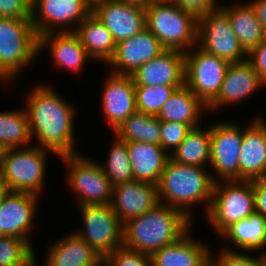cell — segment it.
<instances>
[{
	"instance_id": "44dd1931",
	"label": "cell",
	"mask_w": 266,
	"mask_h": 266,
	"mask_svg": "<svg viewBox=\"0 0 266 266\" xmlns=\"http://www.w3.org/2000/svg\"><path fill=\"white\" fill-rule=\"evenodd\" d=\"M264 85L247 59L229 64L220 91L207 108L211 111L219 110V107L221 108L223 105L245 99L246 96L254 94L258 88Z\"/></svg>"
},
{
	"instance_id": "f6af8a7d",
	"label": "cell",
	"mask_w": 266,
	"mask_h": 266,
	"mask_svg": "<svg viewBox=\"0 0 266 266\" xmlns=\"http://www.w3.org/2000/svg\"><path fill=\"white\" fill-rule=\"evenodd\" d=\"M173 2L174 0H146V6L158 5V4H169Z\"/></svg>"
},
{
	"instance_id": "1f68e13d",
	"label": "cell",
	"mask_w": 266,
	"mask_h": 266,
	"mask_svg": "<svg viewBox=\"0 0 266 266\" xmlns=\"http://www.w3.org/2000/svg\"><path fill=\"white\" fill-rule=\"evenodd\" d=\"M0 112V149L29 147L32 142L26 110ZM24 145V146H23Z\"/></svg>"
},
{
	"instance_id": "f546056e",
	"label": "cell",
	"mask_w": 266,
	"mask_h": 266,
	"mask_svg": "<svg viewBox=\"0 0 266 266\" xmlns=\"http://www.w3.org/2000/svg\"><path fill=\"white\" fill-rule=\"evenodd\" d=\"M206 129H200L198 126L191 128L176 150L169 153L170 158L190 166L204 167L205 164L207 165L210 160L211 126Z\"/></svg>"
},
{
	"instance_id": "6da1fadb",
	"label": "cell",
	"mask_w": 266,
	"mask_h": 266,
	"mask_svg": "<svg viewBox=\"0 0 266 266\" xmlns=\"http://www.w3.org/2000/svg\"><path fill=\"white\" fill-rule=\"evenodd\" d=\"M25 108L32 139L37 147L49 150L58 157L77 154L74 150L73 105L48 86L38 85L28 96Z\"/></svg>"
},
{
	"instance_id": "7dc6e473",
	"label": "cell",
	"mask_w": 266,
	"mask_h": 266,
	"mask_svg": "<svg viewBox=\"0 0 266 266\" xmlns=\"http://www.w3.org/2000/svg\"><path fill=\"white\" fill-rule=\"evenodd\" d=\"M259 265L266 266V252L259 256Z\"/></svg>"
},
{
	"instance_id": "5b68a950",
	"label": "cell",
	"mask_w": 266,
	"mask_h": 266,
	"mask_svg": "<svg viewBox=\"0 0 266 266\" xmlns=\"http://www.w3.org/2000/svg\"><path fill=\"white\" fill-rule=\"evenodd\" d=\"M145 12L146 28L165 49L186 53L198 45V18L194 14L182 10L174 2L146 6Z\"/></svg>"
},
{
	"instance_id": "7402d4cb",
	"label": "cell",
	"mask_w": 266,
	"mask_h": 266,
	"mask_svg": "<svg viewBox=\"0 0 266 266\" xmlns=\"http://www.w3.org/2000/svg\"><path fill=\"white\" fill-rule=\"evenodd\" d=\"M190 229L176 242L151 255L152 266H211L208 245L190 238Z\"/></svg>"
},
{
	"instance_id": "74e56055",
	"label": "cell",
	"mask_w": 266,
	"mask_h": 266,
	"mask_svg": "<svg viewBox=\"0 0 266 266\" xmlns=\"http://www.w3.org/2000/svg\"><path fill=\"white\" fill-rule=\"evenodd\" d=\"M219 258L215 261L211 258V266H260L259 257H252L249 254L237 252L225 247L220 251Z\"/></svg>"
},
{
	"instance_id": "4316f807",
	"label": "cell",
	"mask_w": 266,
	"mask_h": 266,
	"mask_svg": "<svg viewBox=\"0 0 266 266\" xmlns=\"http://www.w3.org/2000/svg\"><path fill=\"white\" fill-rule=\"evenodd\" d=\"M204 109L208 110L207 106L184 84L175 89L157 117L162 121L185 123L194 128L199 126Z\"/></svg>"
},
{
	"instance_id": "d6a6232c",
	"label": "cell",
	"mask_w": 266,
	"mask_h": 266,
	"mask_svg": "<svg viewBox=\"0 0 266 266\" xmlns=\"http://www.w3.org/2000/svg\"><path fill=\"white\" fill-rule=\"evenodd\" d=\"M112 186L129 183L134 180L127 142L116 137L115 142L109 150V155L105 164H100Z\"/></svg>"
},
{
	"instance_id": "ac0fdd59",
	"label": "cell",
	"mask_w": 266,
	"mask_h": 266,
	"mask_svg": "<svg viewBox=\"0 0 266 266\" xmlns=\"http://www.w3.org/2000/svg\"><path fill=\"white\" fill-rule=\"evenodd\" d=\"M135 86H174L185 84V54L177 50H165L140 66L131 75Z\"/></svg>"
},
{
	"instance_id": "2e32d148",
	"label": "cell",
	"mask_w": 266,
	"mask_h": 266,
	"mask_svg": "<svg viewBox=\"0 0 266 266\" xmlns=\"http://www.w3.org/2000/svg\"><path fill=\"white\" fill-rule=\"evenodd\" d=\"M38 195L9 191L0 201V235L29 241Z\"/></svg>"
},
{
	"instance_id": "7c38bea8",
	"label": "cell",
	"mask_w": 266,
	"mask_h": 266,
	"mask_svg": "<svg viewBox=\"0 0 266 266\" xmlns=\"http://www.w3.org/2000/svg\"><path fill=\"white\" fill-rule=\"evenodd\" d=\"M231 122L211 125L210 165L221 181L239 180L243 128ZM221 177V178H219Z\"/></svg>"
},
{
	"instance_id": "e0dca14e",
	"label": "cell",
	"mask_w": 266,
	"mask_h": 266,
	"mask_svg": "<svg viewBox=\"0 0 266 266\" xmlns=\"http://www.w3.org/2000/svg\"><path fill=\"white\" fill-rule=\"evenodd\" d=\"M158 203V188L155 184L132 181L113 186L110 206L122 224L147 213Z\"/></svg>"
},
{
	"instance_id": "52a82bcc",
	"label": "cell",
	"mask_w": 266,
	"mask_h": 266,
	"mask_svg": "<svg viewBox=\"0 0 266 266\" xmlns=\"http://www.w3.org/2000/svg\"><path fill=\"white\" fill-rule=\"evenodd\" d=\"M32 145L1 152L0 169L9 191L35 195L41 193L46 173V153L49 150Z\"/></svg>"
},
{
	"instance_id": "5bb4252c",
	"label": "cell",
	"mask_w": 266,
	"mask_h": 266,
	"mask_svg": "<svg viewBox=\"0 0 266 266\" xmlns=\"http://www.w3.org/2000/svg\"><path fill=\"white\" fill-rule=\"evenodd\" d=\"M92 12L111 32L116 44L146 28L145 7L119 0H104L94 5Z\"/></svg>"
},
{
	"instance_id": "c3c4849f",
	"label": "cell",
	"mask_w": 266,
	"mask_h": 266,
	"mask_svg": "<svg viewBox=\"0 0 266 266\" xmlns=\"http://www.w3.org/2000/svg\"><path fill=\"white\" fill-rule=\"evenodd\" d=\"M91 7H93L94 5L103 2L104 0H85Z\"/></svg>"
},
{
	"instance_id": "603a6c76",
	"label": "cell",
	"mask_w": 266,
	"mask_h": 266,
	"mask_svg": "<svg viewBox=\"0 0 266 266\" xmlns=\"http://www.w3.org/2000/svg\"><path fill=\"white\" fill-rule=\"evenodd\" d=\"M46 266H103V258L75 232L50 245Z\"/></svg>"
},
{
	"instance_id": "3957f363",
	"label": "cell",
	"mask_w": 266,
	"mask_h": 266,
	"mask_svg": "<svg viewBox=\"0 0 266 266\" xmlns=\"http://www.w3.org/2000/svg\"><path fill=\"white\" fill-rule=\"evenodd\" d=\"M206 171L205 167L181 164L169 158L157 185L159 202L180 210L191 221L189 207L205 202L207 213L217 179Z\"/></svg>"
},
{
	"instance_id": "8d00e7d4",
	"label": "cell",
	"mask_w": 266,
	"mask_h": 266,
	"mask_svg": "<svg viewBox=\"0 0 266 266\" xmlns=\"http://www.w3.org/2000/svg\"><path fill=\"white\" fill-rule=\"evenodd\" d=\"M191 128L185 123L168 122L161 120L160 145L168 152L173 153L185 139ZM172 150H171V149Z\"/></svg>"
},
{
	"instance_id": "ab89813d",
	"label": "cell",
	"mask_w": 266,
	"mask_h": 266,
	"mask_svg": "<svg viewBox=\"0 0 266 266\" xmlns=\"http://www.w3.org/2000/svg\"><path fill=\"white\" fill-rule=\"evenodd\" d=\"M174 3L197 18L220 7L215 0H174Z\"/></svg>"
},
{
	"instance_id": "ffe728a7",
	"label": "cell",
	"mask_w": 266,
	"mask_h": 266,
	"mask_svg": "<svg viewBox=\"0 0 266 266\" xmlns=\"http://www.w3.org/2000/svg\"><path fill=\"white\" fill-rule=\"evenodd\" d=\"M243 129V141L239 156V180L262 179L266 174V121L254 118Z\"/></svg>"
},
{
	"instance_id": "60d3db41",
	"label": "cell",
	"mask_w": 266,
	"mask_h": 266,
	"mask_svg": "<svg viewBox=\"0 0 266 266\" xmlns=\"http://www.w3.org/2000/svg\"><path fill=\"white\" fill-rule=\"evenodd\" d=\"M247 60L266 86V39L247 53Z\"/></svg>"
},
{
	"instance_id": "b9f144b4",
	"label": "cell",
	"mask_w": 266,
	"mask_h": 266,
	"mask_svg": "<svg viewBox=\"0 0 266 266\" xmlns=\"http://www.w3.org/2000/svg\"><path fill=\"white\" fill-rule=\"evenodd\" d=\"M255 195V212L266 218V179L252 180Z\"/></svg>"
},
{
	"instance_id": "4dcf8cb0",
	"label": "cell",
	"mask_w": 266,
	"mask_h": 266,
	"mask_svg": "<svg viewBox=\"0 0 266 266\" xmlns=\"http://www.w3.org/2000/svg\"><path fill=\"white\" fill-rule=\"evenodd\" d=\"M114 135L125 142H143L160 145L161 120L136 111L114 130Z\"/></svg>"
},
{
	"instance_id": "ba28073f",
	"label": "cell",
	"mask_w": 266,
	"mask_h": 266,
	"mask_svg": "<svg viewBox=\"0 0 266 266\" xmlns=\"http://www.w3.org/2000/svg\"><path fill=\"white\" fill-rule=\"evenodd\" d=\"M81 155L79 152L59 157L68 166L66 180L77 194L78 206L110 204L113 189L110 180L98 162Z\"/></svg>"
},
{
	"instance_id": "bcb514c9",
	"label": "cell",
	"mask_w": 266,
	"mask_h": 266,
	"mask_svg": "<svg viewBox=\"0 0 266 266\" xmlns=\"http://www.w3.org/2000/svg\"><path fill=\"white\" fill-rule=\"evenodd\" d=\"M124 3L134 4L141 7H146V0H119Z\"/></svg>"
},
{
	"instance_id": "ee69618b",
	"label": "cell",
	"mask_w": 266,
	"mask_h": 266,
	"mask_svg": "<svg viewBox=\"0 0 266 266\" xmlns=\"http://www.w3.org/2000/svg\"><path fill=\"white\" fill-rule=\"evenodd\" d=\"M9 192L5 179L3 178L2 170L0 169V201Z\"/></svg>"
},
{
	"instance_id": "9c48e42d",
	"label": "cell",
	"mask_w": 266,
	"mask_h": 266,
	"mask_svg": "<svg viewBox=\"0 0 266 266\" xmlns=\"http://www.w3.org/2000/svg\"><path fill=\"white\" fill-rule=\"evenodd\" d=\"M197 43L206 53L229 64L247 59V52L234 34L228 15L220 7L198 17Z\"/></svg>"
},
{
	"instance_id": "484cf974",
	"label": "cell",
	"mask_w": 266,
	"mask_h": 266,
	"mask_svg": "<svg viewBox=\"0 0 266 266\" xmlns=\"http://www.w3.org/2000/svg\"><path fill=\"white\" fill-rule=\"evenodd\" d=\"M63 32H75L91 60L107 63L112 59L116 42L106 26L91 12L77 27Z\"/></svg>"
},
{
	"instance_id": "83f0119b",
	"label": "cell",
	"mask_w": 266,
	"mask_h": 266,
	"mask_svg": "<svg viewBox=\"0 0 266 266\" xmlns=\"http://www.w3.org/2000/svg\"><path fill=\"white\" fill-rule=\"evenodd\" d=\"M220 8L228 15L233 32L247 53L266 39V31L249 3Z\"/></svg>"
},
{
	"instance_id": "e575fe53",
	"label": "cell",
	"mask_w": 266,
	"mask_h": 266,
	"mask_svg": "<svg viewBox=\"0 0 266 266\" xmlns=\"http://www.w3.org/2000/svg\"><path fill=\"white\" fill-rule=\"evenodd\" d=\"M174 86H135L136 109L138 112L157 116L172 93Z\"/></svg>"
},
{
	"instance_id": "4fadbf2b",
	"label": "cell",
	"mask_w": 266,
	"mask_h": 266,
	"mask_svg": "<svg viewBox=\"0 0 266 266\" xmlns=\"http://www.w3.org/2000/svg\"><path fill=\"white\" fill-rule=\"evenodd\" d=\"M91 12L92 7L85 0H32L31 22L39 37L63 32L56 26L74 22L78 26Z\"/></svg>"
},
{
	"instance_id": "30bf717a",
	"label": "cell",
	"mask_w": 266,
	"mask_h": 266,
	"mask_svg": "<svg viewBox=\"0 0 266 266\" xmlns=\"http://www.w3.org/2000/svg\"><path fill=\"white\" fill-rule=\"evenodd\" d=\"M83 217L84 231H76L87 244L104 258L123 246V224L110 204L78 206Z\"/></svg>"
},
{
	"instance_id": "d590c367",
	"label": "cell",
	"mask_w": 266,
	"mask_h": 266,
	"mask_svg": "<svg viewBox=\"0 0 266 266\" xmlns=\"http://www.w3.org/2000/svg\"><path fill=\"white\" fill-rule=\"evenodd\" d=\"M103 266H152L151 255L118 247L103 258Z\"/></svg>"
},
{
	"instance_id": "7a4b0ae2",
	"label": "cell",
	"mask_w": 266,
	"mask_h": 266,
	"mask_svg": "<svg viewBox=\"0 0 266 266\" xmlns=\"http://www.w3.org/2000/svg\"><path fill=\"white\" fill-rule=\"evenodd\" d=\"M190 224L191 220L180 210L158 203L147 213L123 224V246L152 255L179 240Z\"/></svg>"
},
{
	"instance_id": "d6986e66",
	"label": "cell",
	"mask_w": 266,
	"mask_h": 266,
	"mask_svg": "<svg viewBox=\"0 0 266 266\" xmlns=\"http://www.w3.org/2000/svg\"><path fill=\"white\" fill-rule=\"evenodd\" d=\"M101 101L105 118L112 130H115L137 111L135 83L131 75L110 72L104 84Z\"/></svg>"
},
{
	"instance_id": "7bdbcfd3",
	"label": "cell",
	"mask_w": 266,
	"mask_h": 266,
	"mask_svg": "<svg viewBox=\"0 0 266 266\" xmlns=\"http://www.w3.org/2000/svg\"><path fill=\"white\" fill-rule=\"evenodd\" d=\"M249 4L253 8L257 19L266 31V0H253L250 1Z\"/></svg>"
},
{
	"instance_id": "8992f818",
	"label": "cell",
	"mask_w": 266,
	"mask_h": 266,
	"mask_svg": "<svg viewBox=\"0 0 266 266\" xmlns=\"http://www.w3.org/2000/svg\"><path fill=\"white\" fill-rule=\"evenodd\" d=\"M254 212L255 195L252 181L215 182L206 217L217 233L221 235L233 223L248 218Z\"/></svg>"
},
{
	"instance_id": "8fae6325",
	"label": "cell",
	"mask_w": 266,
	"mask_h": 266,
	"mask_svg": "<svg viewBox=\"0 0 266 266\" xmlns=\"http://www.w3.org/2000/svg\"><path fill=\"white\" fill-rule=\"evenodd\" d=\"M191 51L184 53L185 85L208 106L220 91L229 63L200 47Z\"/></svg>"
},
{
	"instance_id": "cb8c5ba5",
	"label": "cell",
	"mask_w": 266,
	"mask_h": 266,
	"mask_svg": "<svg viewBox=\"0 0 266 266\" xmlns=\"http://www.w3.org/2000/svg\"><path fill=\"white\" fill-rule=\"evenodd\" d=\"M127 147L134 180L158 185L170 154L151 143L128 142Z\"/></svg>"
},
{
	"instance_id": "f35d334b",
	"label": "cell",
	"mask_w": 266,
	"mask_h": 266,
	"mask_svg": "<svg viewBox=\"0 0 266 266\" xmlns=\"http://www.w3.org/2000/svg\"><path fill=\"white\" fill-rule=\"evenodd\" d=\"M32 0H0L1 18L31 19Z\"/></svg>"
},
{
	"instance_id": "f1b7e54d",
	"label": "cell",
	"mask_w": 266,
	"mask_h": 266,
	"mask_svg": "<svg viewBox=\"0 0 266 266\" xmlns=\"http://www.w3.org/2000/svg\"><path fill=\"white\" fill-rule=\"evenodd\" d=\"M220 236L227 237L244 251H258L266 246V218L254 212L229 226Z\"/></svg>"
},
{
	"instance_id": "277c9868",
	"label": "cell",
	"mask_w": 266,
	"mask_h": 266,
	"mask_svg": "<svg viewBox=\"0 0 266 266\" xmlns=\"http://www.w3.org/2000/svg\"><path fill=\"white\" fill-rule=\"evenodd\" d=\"M39 37L31 19H0V81L8 82L35 59Z\"/></svg>"
},
{
	"instance_id": "d4e9b609",
	"label": "cell",
	"mask_w": 266,
	"mask_h": 266,
	"mask_svg": "<svg viewBox=\"0 0 266 266\" xmlns=\"http://www.w3.org/2000/svg\"><path fill=\"white\" fill-rule=\"evenodd\" d=\"M50 45L51 56L56 65L77 72L90 57L75 32H52L39 36V52Z\"/></svg>"
},
{
	"instance_id": "836d02e7",
	"label": "cell",
	"mask_w": 266,
	"mask_h": 266,
	"mask_svg": "<svg viewBox=\"0 0 266 266\" xmlns=\"http://www.w3.org/2000/svg\"><path fill=\"white\" fill-rule=\"evenodd\" d=\"M35 251L24 239L0 235V266H36Z\"/></svg>"
},
{
	"instance_id": "9a60e30c",
	"label": "cell",
	"mask_w": 266,
	"mask_h": 266,
	"mask_svg": "<svg viewBox=\"0 0 266 266\" xmlns=\"http://www.w3.org/2000/svg\"><path fill=\"white\" fill-rule=\"evenodd\" d=\"M166 49L147 29L116 44L115 53L108 62L114 74L132 75L140 66Z\"/></svg>"
}]
</instances>
